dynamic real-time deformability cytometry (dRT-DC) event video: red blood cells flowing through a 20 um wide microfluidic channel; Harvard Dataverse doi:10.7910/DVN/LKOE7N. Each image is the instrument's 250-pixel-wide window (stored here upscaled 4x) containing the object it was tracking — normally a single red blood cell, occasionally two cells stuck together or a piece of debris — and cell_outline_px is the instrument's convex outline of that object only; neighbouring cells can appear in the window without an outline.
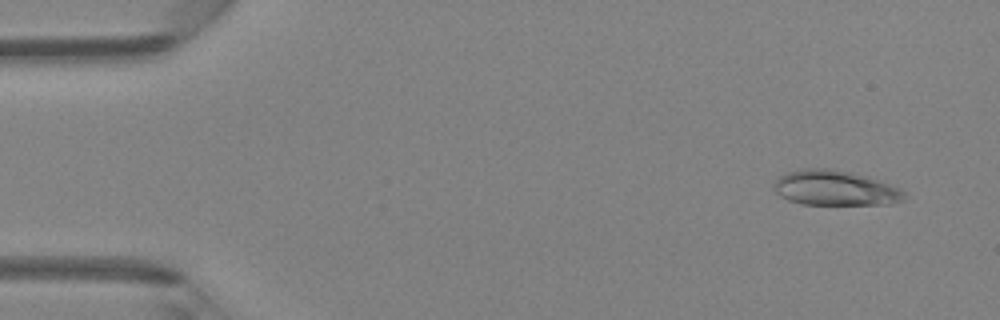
{"species": "Egyptian fruit bat (a non-hibernating species)", "species_latin": "Rousettus aegyptiacus", "temperature_condition": "room temperature", "stored_images_in_passage": 3, "camera_frame_rate_fps": 3000, "um_per_image_px": 0.085, "animal": {"sex": "female"}, "frame": {"image": 1, "passage_image": 1, "time_ms": 0.0, "image_size_px": [1000, 320], "cell_outline_px": [[908, 196], [904, 200], [888, 204], [800, 204], [788, 200], [780, 196], [776, 192], [772, 184], [780, 176], [788, 172], [800, 168], [832, 168], [868, 176], [900, 188]], "centroid_in_image_um": [70.98, 15.97], "position_along_channel_um": 14.0, "area_um2": 26.82}}